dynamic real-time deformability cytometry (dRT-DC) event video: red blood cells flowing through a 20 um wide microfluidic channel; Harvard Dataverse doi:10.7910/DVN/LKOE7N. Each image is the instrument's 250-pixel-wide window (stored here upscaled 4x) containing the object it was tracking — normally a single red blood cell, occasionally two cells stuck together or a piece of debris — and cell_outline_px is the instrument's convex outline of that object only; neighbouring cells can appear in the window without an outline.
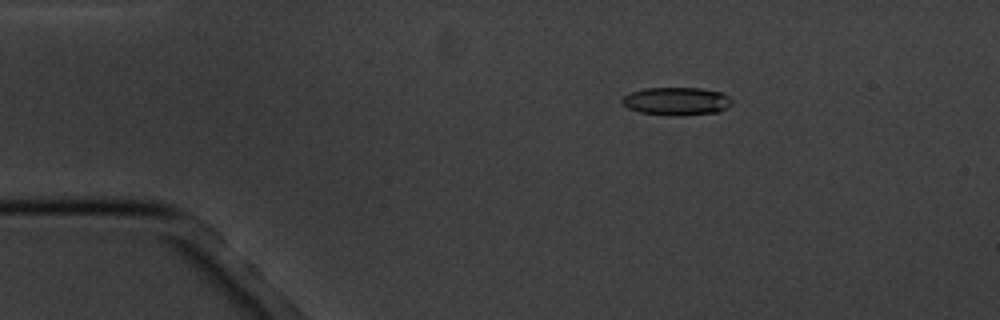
{"species": "common noctule bat (a hibernating species)", "species_latin": "Nyctalus noctula", "temperature_condition": "cold", "stored_images_in_passage": 3, "camera_frame_rate_fps": 3000, "um_per_image_px": 0.085, "animal": {"sex": "male", "body_mass_g": 20.1, "forearm_length_mm": 53.5}, "frame": {"image": 1, "passage_image": 1, "time_ms": 0.0, "image_size_px": [1000, 320], "cell_outline_px": [[732, 104], [716, 112], [680, 116], [676, 116], [640, 112], [628, 108], [620, 100], [624, 96], [632, 92], [644, 88], [700, 88], [724, 92], [732, 100]], "centroid_in_image_um": [57.52, 8.59], "position_along_channel_um": 27.5, "area_um2": 17.86}}